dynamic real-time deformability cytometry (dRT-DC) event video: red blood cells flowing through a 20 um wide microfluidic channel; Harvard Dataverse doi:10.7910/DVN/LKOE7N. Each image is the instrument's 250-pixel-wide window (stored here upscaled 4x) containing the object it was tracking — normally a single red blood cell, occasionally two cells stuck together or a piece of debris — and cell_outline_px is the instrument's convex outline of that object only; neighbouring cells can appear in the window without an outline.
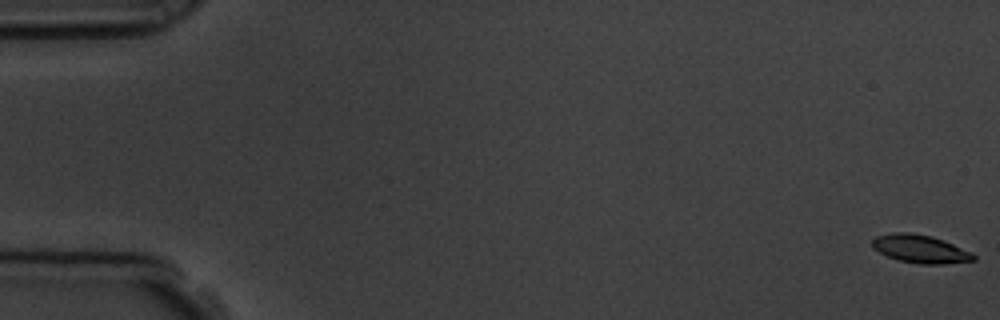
{"species": "common noctule bat (a hibernating species)", "species_latin": "Nyctalus noctula", "temperature_condition": "room temperature", "stored_images_in_passage": 55, "camera_frame_rate_fps": 3000, "um_per_image_px": 0.085, "animal": {"sex": "male", "body_mass_g": 19.5, "forearm_length_mm": 54.6}, "frame": {"image": 1, "passage_image": 1, "time_ms": 0.0, "image_size_px": [1000, 320], "cell_outline_px": [[976, 260], [944, 264], [920, 264], [900, 260], [888, 256], [872, 248], [872, 240], [876, 236], [892, 232], [908, 232], [932, 236], [944, 240], [972, 252], [976, 256]], "centroid_in_image_um": [78.24, 21.15], "position_along_channel_um": 6.8, "area_um2": 16.65}}
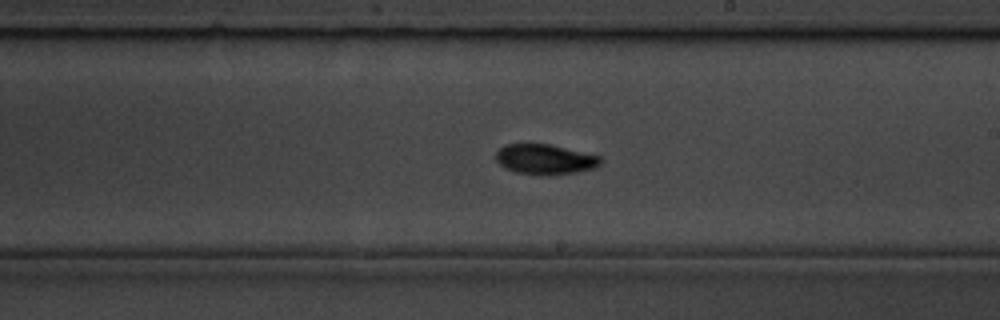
{"frame": {"image": 2, "passage_image": 32, "time_ms": 10.333, "image_size_px": [1000, 320], "cell_outline_px": [[600, 164], [596, 168], [576, 172], [544, 176], [516, 172], [504, 168], [496, 160], [496, 152], [504, 144], [548, 144], [600, 156]], "centroid_in_image_um": [46.3, 13.55], "position_along_channel_um": 242.7, "area_um2": 18.32}}
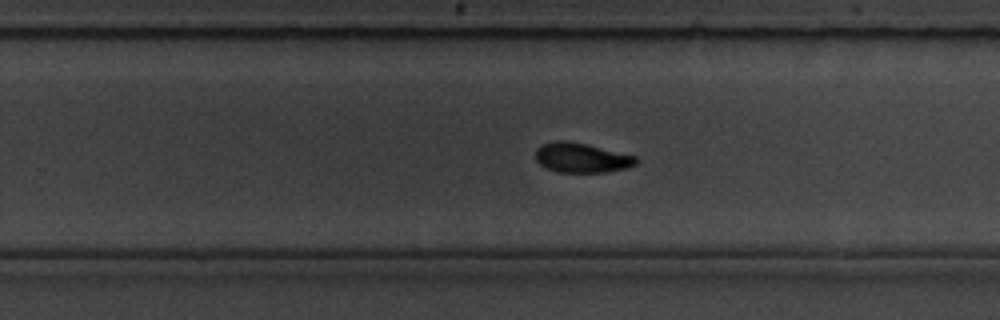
{"frame": {"image": 3, "passage_image": 35, "time_ms": 11.333, "image_size_px": [1000, 320], "cell_outline_px": [[640, 160], [636, 164], [628, 168], [608, 172], [556, 172], [540, 164], [536, 160], [536, 148], [540, 144], [556, 140], [568, 140], [636, 156]], "centroid_in_image_um": [49.43, 13.41], "position_along_channel_um": 280.4, "area_um2": 17.51}, "authors_computed_cell_mechanics": {"area_um2": 17.2244, "velocity_mm_per_s": 3.7953, "shape_relaxation_time_tau1_ms": 2.3058, "shape_relaxation_time_tau2_ms": 3.1294, "deformation_change_tau1": 0.1221, "deformation_change_tau2": 0.0722}}